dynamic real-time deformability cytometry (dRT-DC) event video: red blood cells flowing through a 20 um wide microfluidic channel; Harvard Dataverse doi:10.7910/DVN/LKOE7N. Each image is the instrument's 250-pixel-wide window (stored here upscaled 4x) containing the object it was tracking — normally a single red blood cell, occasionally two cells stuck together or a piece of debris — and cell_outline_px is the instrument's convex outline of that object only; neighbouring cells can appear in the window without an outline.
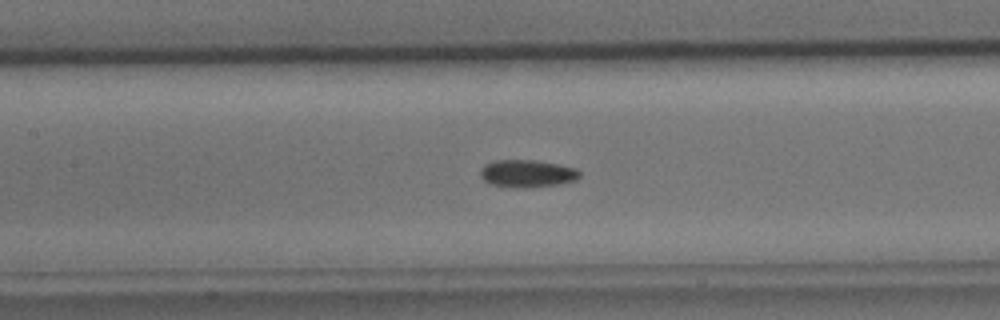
{"species": "common noctule bat (a hibernating species)", "species_latin": "Nyctalus noctula", "temperature_condition": "cold", "stored_images_in_passage": 38, "camera_frame_rate_fps": 3000, "um_per_image_px": 0.085, "animal": {"sex": "male", "body_mass_g": 15.6}, "frame": {"image": 1, "passage_image": 11, "time_ms": 3.333, "image_size_px": [1000, 320], "cell_outline_px": [[580, 176], [576, 180], [560, 184], [528, 188], [516, 188], [488, 184], [480, 176], [480, 168], [484, 164], [496, 160], [532, 160], [556, 164], [576, 168], [580, 172]], "centroid_in_image_um": [44.78, 14.76], "position_along_channel_um": 162.6, "area_um2": 16.07}}
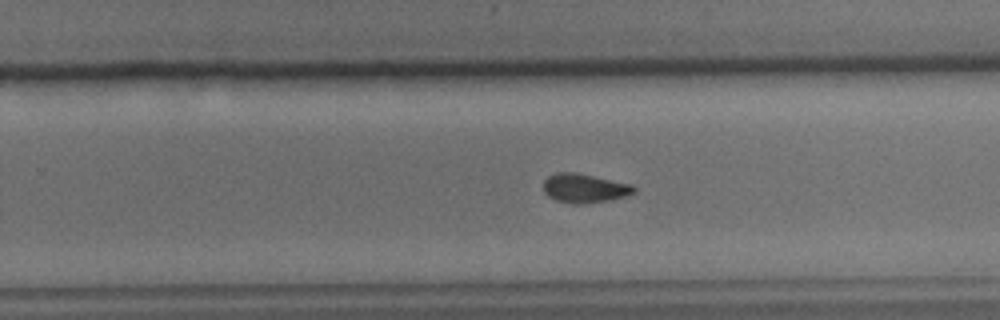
{"frame": {"image": 2, "passage_image": 20, "time_ms": 6.333, "image_size_px": [1000, 320], "cell_outline_px": [[636, 192], [628, 196], [608, 200], [584, 204], [572, 204], [556, 200], [548, 196], [544, 192], [544, 180], [548, 176], [556, 172], [576, 172], [632, 184], [636, 188]], "centroid_in_image_um": [49.7, 16.0], "position_along_channel_um": 280.1, "area_um2": 15.49}}
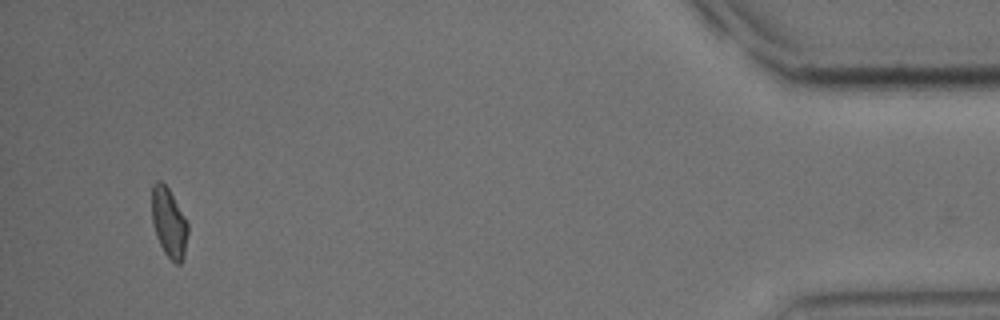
{"frame": {"image": 3, "passage_image": 36, "time_ms": 11.667, "image_size_px": [1000, 320], "cell_outline_px": [[188, 232], [184, 256], [180, 264], [176, 264], [164, 252], [156, 236], [152, 220], [152, 184], [156, 180], [160, 180], [168, 188], [184, 216], [188, 224]], "centroid_in_image_um": [14.35, 18.92], "position_along_channel_um": 420.9, "area_um2": 14.45}, "authors_computed_cell_mechanics": {"area_um2": 15.2014, "velocity_mm_per_s": 3.929, "shape_relaxation_time_tau1_ms": 6.558, "shape_relaxation_time_tau2_ms": 2.7026, "deformation_change_tau1": 0.1287, "deformation_change_tau2": 0.0722}}